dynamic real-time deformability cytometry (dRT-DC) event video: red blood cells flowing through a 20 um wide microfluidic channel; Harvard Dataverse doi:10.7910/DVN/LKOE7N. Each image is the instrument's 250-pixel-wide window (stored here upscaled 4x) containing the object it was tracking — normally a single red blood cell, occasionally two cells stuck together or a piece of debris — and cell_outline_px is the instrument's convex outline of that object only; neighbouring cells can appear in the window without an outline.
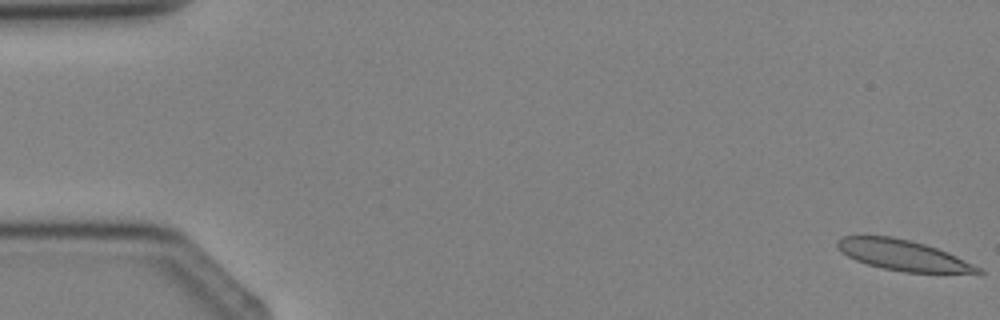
{"species": "Egyptian fruit bat (a non-hibernating species)", "species_latin": "Rousettus aegyptiacus", "temperature_condition": "cold", "stored_images_in_passage": 4, "segment_of_instrument_passage": [1, 2], "camera_frame_rate_fps": 3000, "um_per_image_px": 0.085, "animal": {"sex": "female"}, "frame": {"image": 1, "passage_image": 1, "time_ms": 0.0, "image_size_px": [1000, 320], "cell_outline_px": [[984, 272], [904, 272], [884, 268], [868, 264], [856, 260], [848, 256], [836, 244], [836, 240], [844, 236], [892, 236], [924, 244], [948, 252], [980, 268]], "centroid_in_image_um": [76.71, 21.68], "position_along_channel_um": 8.3, "area_um2": 24.28}}